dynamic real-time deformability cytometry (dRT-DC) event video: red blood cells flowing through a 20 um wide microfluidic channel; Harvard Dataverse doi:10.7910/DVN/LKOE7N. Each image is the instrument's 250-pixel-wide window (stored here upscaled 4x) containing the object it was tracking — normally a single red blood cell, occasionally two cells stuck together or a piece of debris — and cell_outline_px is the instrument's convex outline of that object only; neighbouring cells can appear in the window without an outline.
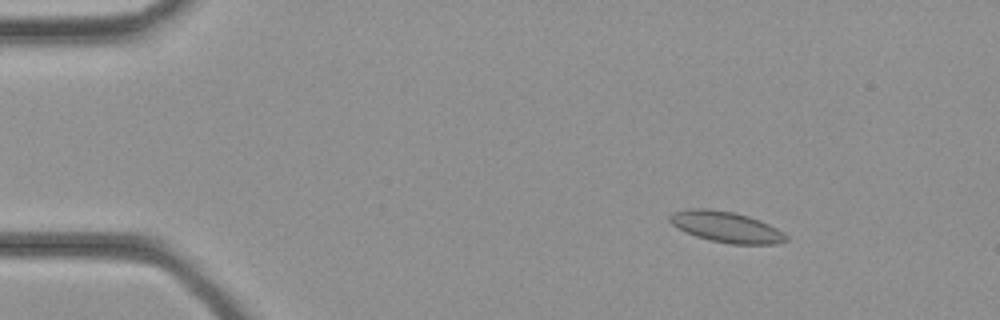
{"species": "common noctule bat (a hibernating species)", "species_latin": "Nyctalus noctula", "temperature_condition": "cold", "stored_images_in_passage": 33, "camera_frame_rate_fps": 3000, "um_per_image_px": 0.085, "animal": {"sex": "female", "body_mass_g": 21.9}, "frame": {"image": 1, "passage_image": 3, "time_ms": 0.667, "image_size_px": [1000, 320], "cell_outline_px": [[788, 240], [776, 244], [732, 244], [712, 240], [696, 236], [672, 224], [668, 220], [668, 216], [672, 212], [688, 208], [708, 208], [736, 212], [760, 220], [784, 232], [788, 236]], "centroid_in_image_um": [61.74, 19.27], "position_along_channel_um": 23.3, "area_um2": 20.92}}
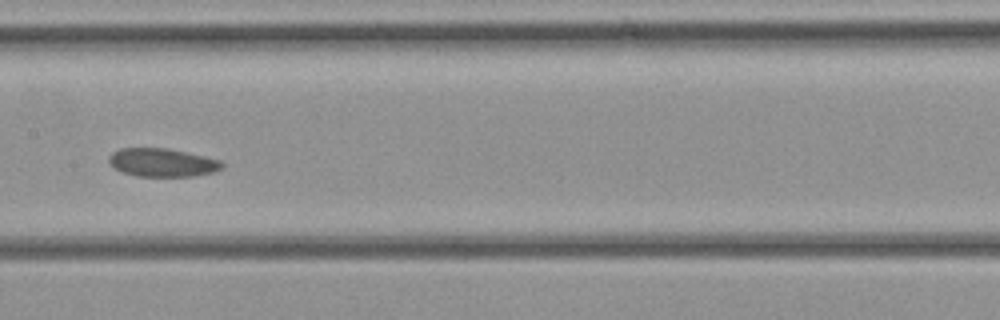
{"frame": {"image": 2, "passage_image": 16, "time_ms": 5.0, "image_size_px": [1000, 320], "cell_outline_px": [[224, 168], [212, 172], [192, 176], [136, 176], [124, 172], [116, 168], [108, 160], [108, 156], [112, 152], [120, 148], [168, 148], [204, 156], [220, 160], [224, 164]], "centroid_in_image_um": [13.81, 13.8], "position_along_channel_um": 193.6, "area_um2": 18.55}}
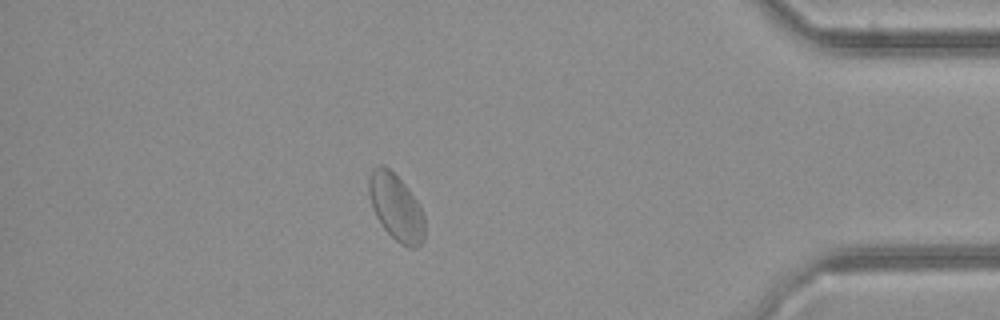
{"frame": {"image": 3, "passage_image": 29, "time_ms": 9.333, "image_size_px": [1000, 320], "cell_outline_px": [[424, 240], [416, 248], [408, 248], [400, 244], [384, 228], [376, 216], [372, 208], [368, 192], [368, 176], [372, 168], [380, 164], [384, 164], [408, 188], [420, 204], [424, 212]], "centroid_in_image_um": [33.66, 17.61], "position_along_channel_um": 401.5, "area_um2": 21.85}}